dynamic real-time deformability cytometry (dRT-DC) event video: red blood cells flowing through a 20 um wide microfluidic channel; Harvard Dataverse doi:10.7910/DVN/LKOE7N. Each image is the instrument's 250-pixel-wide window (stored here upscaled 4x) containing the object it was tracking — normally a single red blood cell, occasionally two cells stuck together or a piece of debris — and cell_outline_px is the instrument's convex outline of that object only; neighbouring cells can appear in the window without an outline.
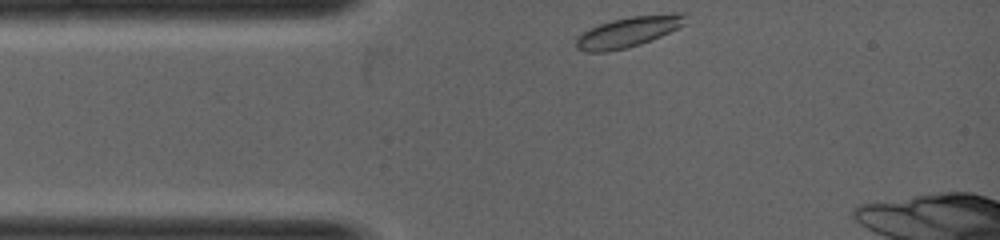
{"species": "common noctule bat (a hibernating species)", "species_latin": "Nyctalus noctula", "temperature_condition": "warm", "stored_images_in_passage": 24, "camera_frame_rate_fps": 5000, "um_per_image_px": 0.085, "animal": {"sex": "female", "body_mass_g": 19.0, "forearm_length_mm": 53.3}, "frame": {"image": 1, "passage_image": 1, "time_ms": 0.0, "image_size_px": [1000, 240], "cell_outline_px": [[684, 24], [660, 36], [640, 44], [628, 48], [608, 52], [584, 52], [576, 48], [576, 36], [580, 32], [600, 24], [612, 20], [632, 16], [672, 12], [684, 12]], "centroid_in_image_um": [53.34, 2.71], "position_along_channel_um": 31.7, "area_um2": 19.48}}
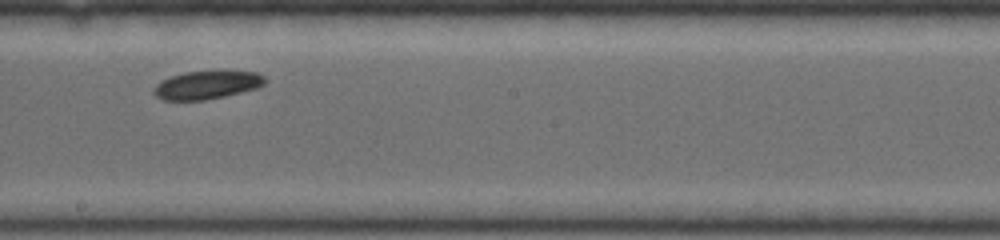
{"frame": {"image": 2, "passage_image": 14, "time_ms": 2.6, "image_size_px": [1000, 240], "cell_outline_px": [[268, 80], [264, 84], [256, 88], [224, 96], [204, 100], [160, 100], [152, 92], [152, 88], [156, 84], [172, 76], [184, 72], [256, 72], [264, 76]], "centroid_in_image_um": [17.55, 7.24], "position_along_channel_um": 230.6, "area_um2": 17.98}}
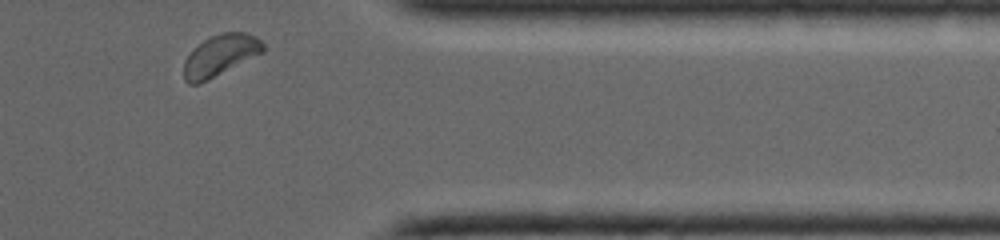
{"frame": {"image": 3, "passage_image": 24, "time_ms": 4.6, "image_size_px": [1000, 240], "cell_outline_px": [[264, 52], [200, 84], [188, 84], [184, 80], [184, 60], [192, 48], [208, 36], [220, 32], [244, 32], [256, 36], [264, 44]], "centroid_in_image_um": [18.69, 4.69], "position_along_channel_um": 392.7, "area_um2": 19.36}}